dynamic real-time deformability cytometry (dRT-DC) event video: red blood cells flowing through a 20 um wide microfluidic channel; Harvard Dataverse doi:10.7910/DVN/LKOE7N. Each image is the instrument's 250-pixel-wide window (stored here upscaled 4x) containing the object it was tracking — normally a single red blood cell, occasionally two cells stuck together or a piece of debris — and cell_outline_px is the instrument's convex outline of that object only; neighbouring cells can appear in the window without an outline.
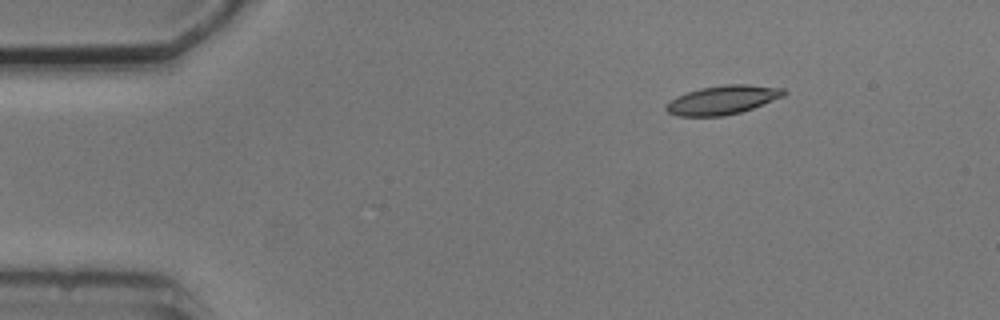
{"species": "common noctule bat (a hibernating species)", "species_latin": "Nyctalus noctula", "temperature_condition": "cold", "stored_images_in_passage": 4, "camera_frame_rate_fps": 3000, "um_per_image_px": 0.085, "animal": {"sex": "male", "body_mass_g": 20.5, "forearm_length_mm": 52.5}, "frame": {"image": 1, "passage_image": 4, "time_ms": 4.333, "image_size_px": [1000, 320], "cell_outline_px": [[788, 92], [784, 96], [752, 108], [740, 112], [724, 116], [676, 116], [668, 112], [664, 108], [676, 96], [700, 88], [724, 84], [748, 84], [784, 88]], "centroid_in_image_um": [61.44, 8.49], "position_along_channel_um": 23.6, "area_um2": 19.77}}